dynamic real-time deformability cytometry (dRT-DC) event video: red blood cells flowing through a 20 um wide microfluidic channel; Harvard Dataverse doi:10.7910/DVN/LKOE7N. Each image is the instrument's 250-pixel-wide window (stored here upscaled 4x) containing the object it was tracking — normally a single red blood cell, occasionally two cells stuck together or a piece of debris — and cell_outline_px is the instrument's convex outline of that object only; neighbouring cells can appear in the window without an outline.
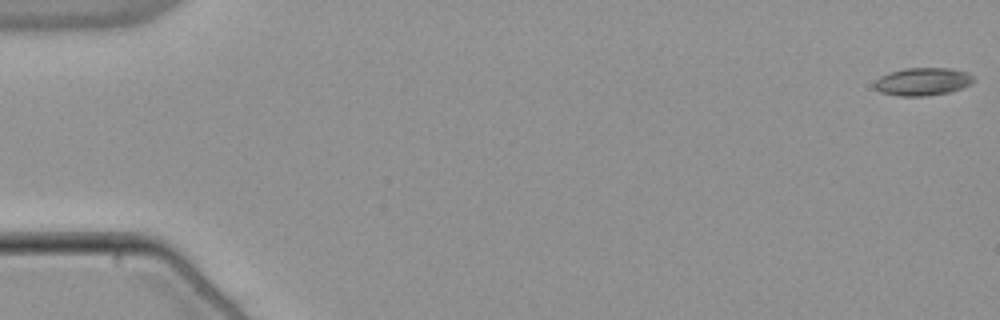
{"species": "common noctule bat (a hibernating species)", "species_latin": "Nyctalus noctula", "temperature_condition": "warm", "stored_images_in_passage": 54, "camera_frame_rate_fps": 3000, "um_per_image_px": 0.085, "animal": {"sex": "male", "body_mass_g": 21.5, "forearm_length_mm": 52.0}, "frame": {"image": 1, "passage_image": 1, "time_ms": 0.0, "image_size_px": [1000, 320], "cell_outline_px": [[976, 80], [972, 84], [948, 92], [924, 96], [900, 96], [880, 92], [872, 84], [880, 76], [888, 72], [904, 68], [952, 68], [968, 72]], "centroid_in_image_um": [78.42, 6.92], "position_along_channel_um": 6.6, "area_um2": 16.18}}
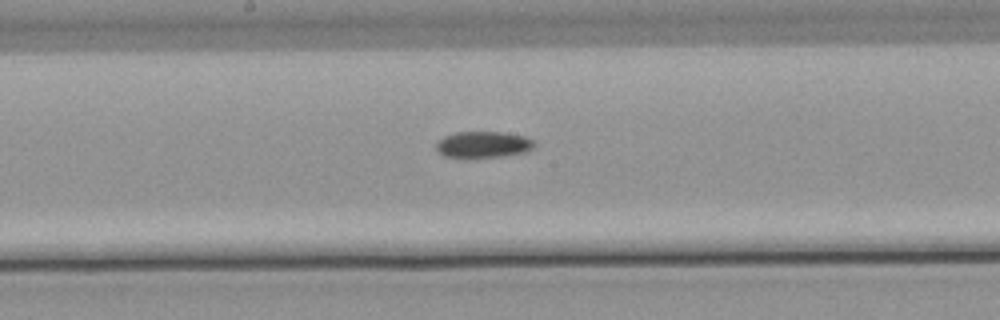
{"frame": {"image": 2, "passage_image": 29, "time_ms": 9.333, "image_size_px": [1000, 320], "cell_outline_px": [[536, 144], [532, 148], [524, 152], [496, 156], [444, 156], [436, 148], [436, 140], [444, 136], [456, 132], [504, 132], [524, 136], [536, 140]], "centroid_in_image_um": [41.09, 12.25], "position_along_channel_um": 207.1, "area_um2": 14.74}}
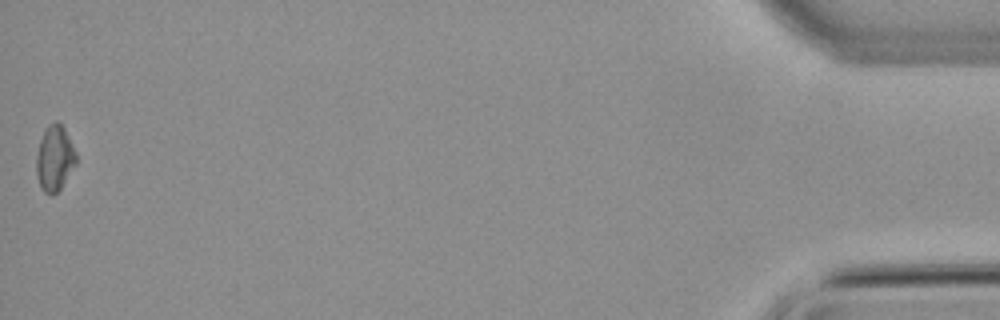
{"frame": {"image": 3, "passage_image": 54, "time_ms": 17.667, "image_size_px": [1000, 320], "cell_outline_px": [[76, 164], [60, 188], [52, 196], [44, 192], [40, 188], [36, 176], [36, 156], [40, 140], [44, 128], [48, 124], [56, 120], [64, 128], [76, 152]], "centroid_in_image_um": [4.62, 13.45], "position_along_channel_um": 430.6, "area_um2": 15.26}, "authors_computed_cell_mechanics": {"area_um2": 15.2014, "velocity_mm_per_s": 3.853, "shape_relaxation_time_tau1_ms": 7.9849, "shape_relaxation_time_tau2_ms": null, "deformation_change_tau1": 0.1265, "deformation_change_tau2": null}}